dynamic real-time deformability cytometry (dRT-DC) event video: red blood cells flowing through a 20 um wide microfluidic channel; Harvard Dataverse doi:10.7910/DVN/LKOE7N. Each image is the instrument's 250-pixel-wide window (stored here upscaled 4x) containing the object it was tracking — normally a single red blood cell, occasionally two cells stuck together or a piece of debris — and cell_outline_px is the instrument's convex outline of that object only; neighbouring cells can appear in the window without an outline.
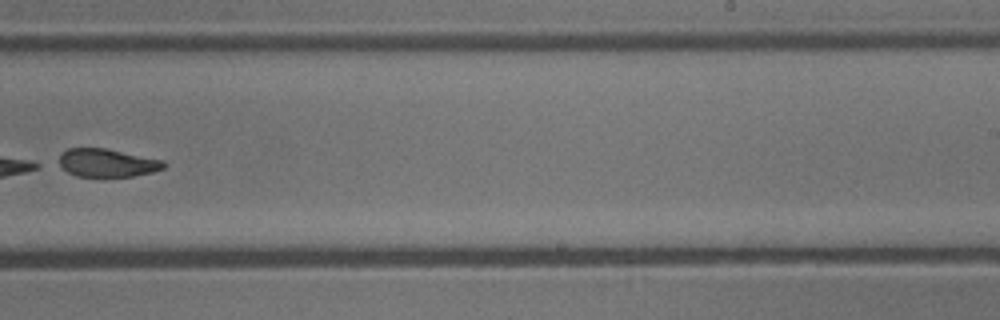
{"species": "common noctule bat (a hibernating species)", "species_latin": "Nyctalus noctula", "temperature_condition": "cold", "stored_images_in_passage": 10, "camera_frame_rate_fps": 3000, "um_per_image_px": 0.085, "animal": {"sex": "male", "body_mass_g": 13.3}, "frame": {"image": 1, "passage_image": 9, "time_ms": 9.333, "image_size_px": [1000, 320], "cell_outline_px": [[168, 164], [164, 168], [152, 172], [132, 176], [76, 176], [68, 172], [56, 164], [60, 152], [68, 148], [104, 148], [164, 160]], "centroid_in_image_um": [9.06, 13.83], "position_along_channel_um": 279.9, "area_um2": 17.34}}
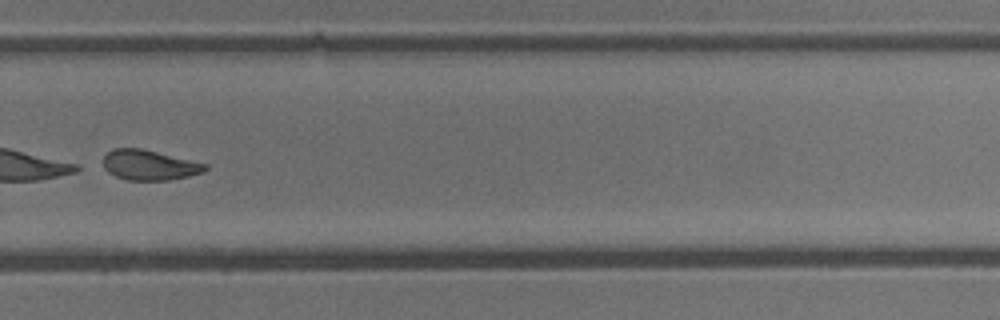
{"frame": {"image": 2, "passage_image": 10, "time_ms": 10.333, "image_size_px": [1000, 320], "cell_outline_px": [[208, 168], [204, 172], [188, 176], [168, 180], [128, 180], [116, 176], [108, 172], [104, 168], [104, 156], [112, 148], [140, 148], [208, 164]], "centroid_in_image_um": [12.7, 14.03], "position_along_channel_um": 317.1, "area_um2": 17.8}}